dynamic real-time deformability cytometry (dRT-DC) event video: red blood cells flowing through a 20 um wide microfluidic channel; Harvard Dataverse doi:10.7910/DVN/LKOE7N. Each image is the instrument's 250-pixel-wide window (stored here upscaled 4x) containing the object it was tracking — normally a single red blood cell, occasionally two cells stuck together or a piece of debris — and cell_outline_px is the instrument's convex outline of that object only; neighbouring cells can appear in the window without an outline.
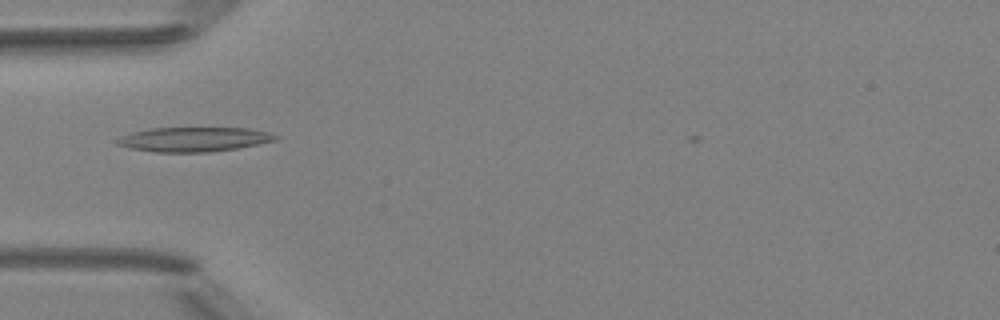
{"species": "Egyptian fruit bat (a non-hibernating species)", "species_latin": "Rousettus aegyptiacus", "temperature_condition": "room temperature", "stored_images_in_passage": 7, "camera_frame_rate_fps": 3000, "um_per_image_px": 0.085, "animal": {"sex": "female"}, "frame": {"image": 1, "passage_image": 5, "time_ms": 4.667, "image_size_px": [1000, 320], "cell_outline_px": [[280, 136], [276, 140], [236, 148], [208, 152], [156, 152], [132, 148], [116, 144], [112, 140], [120, 136], [132, 132], [152, 128], [252, 128], [268, 132]], "centroid_in_image_um": [16.45, 11.84], "position_along_channel_um": 68.5, "area_um2": 22.54}}
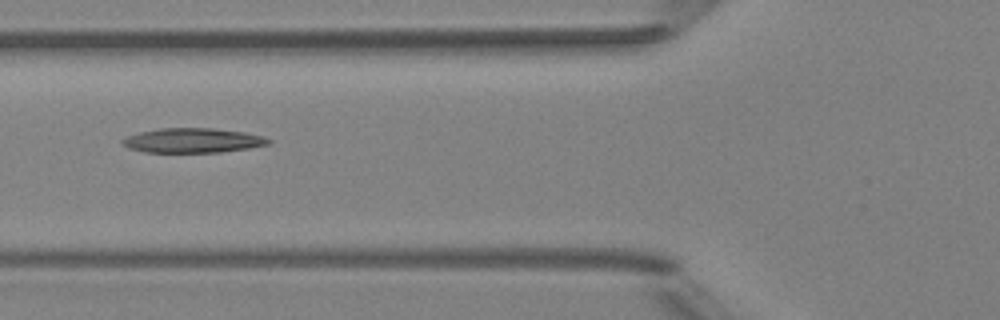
{"frame": {"image": 2, "passage_image": 6, "time_ms": 5.667, "image_size_px": [1000, 320], "cell_outline_px": [[272, 144], [248, 148], [220, 152], [144, 152], [128, 148], [120, 144], [120, 140], [128, 136], [140, 132], [160, 128], [212, 128], [244, 132], [264, 136], [272, 140]], "centroid_in_image_um": [16.39, 11.94], "position_along_channel_um": 109.4, "area_um2": 21.04}}
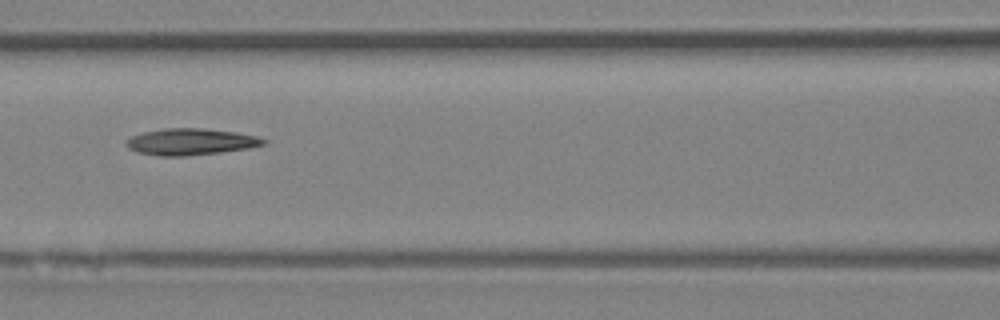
{"frame": {"image": 3, "passage_image": 7, "time_ms": 6.667, "image_size_px": [1000, 320], "cell_outline_px": [[268, 140], [264, 144], [248, 148], [220, 152], [184, 156], [160, 156], [136, 152], [128, 148], [124, 144], [124, 140], [128, 136], [144, 132], [164, 128], [200, 128], [236, 132], [256, 136]], "centroid_in_image_um": [16.13, 12.05], "position_along_channel_um": 150.5, "area_um2": 21.33}}